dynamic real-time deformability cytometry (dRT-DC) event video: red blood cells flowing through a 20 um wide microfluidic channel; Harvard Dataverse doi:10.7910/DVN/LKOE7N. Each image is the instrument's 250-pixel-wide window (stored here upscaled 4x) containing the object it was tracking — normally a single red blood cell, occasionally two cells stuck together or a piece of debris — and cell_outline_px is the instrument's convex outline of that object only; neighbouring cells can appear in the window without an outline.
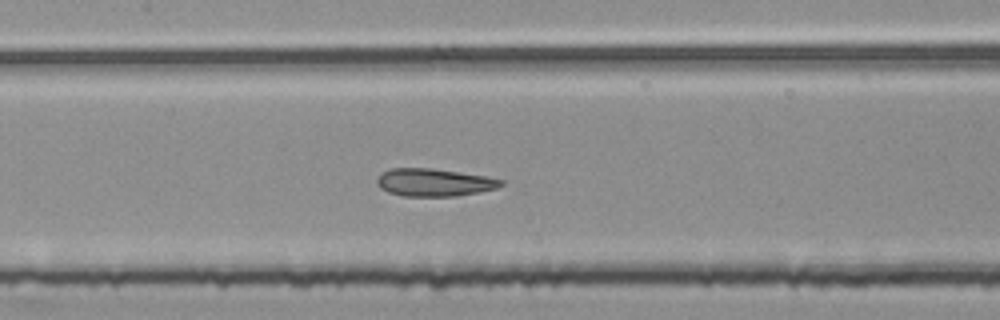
{"species": "common noctule bat (a hibernating species)", "species_latin": "Nyctalus noctula", "temperature_condition": "room temperature", "stored_images_in_passage": 53, "segment_of_instrument_passage": [2, 2], "camera_frame_rate_fps": 3000, "um_per_image_px": 0.085, "animal": {"sex": "female", "body_mass_g": 25.1}, "frame": {"image": 1, "passage_image": 26, "time_ms": 8.333, "image_size_px": [1000, 320], "cell_outline_px": [[504, 184], [496, 188], [456, 196], [404, 196], [388, 192], [380, 188], [376, 184], [376, 180], [388, 168], [432, 168], [484, 176], [504, 180]], "centroid_in_image_um": [36.87, 15.5], "position_along_channel_um": 170.5, "area_um2": 19.83}}
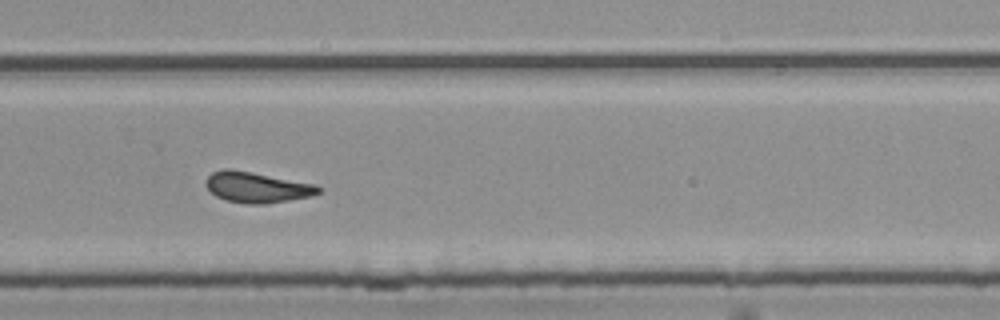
{"frame": {"image": 2, "passage_image": 37, "time_ms": 12.0, "image_size_px": [1000, 320], "cell_outline_px": [[324, 188], [320, 192], [312, 196], [264, 204], [244, 204], [224, 200], [216, 196], [204, 184], [204, 180], [212, 172], [224, 168], [228, 168], [316, 184]], "centroid_in_image_um": [21.83, 15.92], "position_along_channel_um": 308.0, "area_um2": 20.23}}
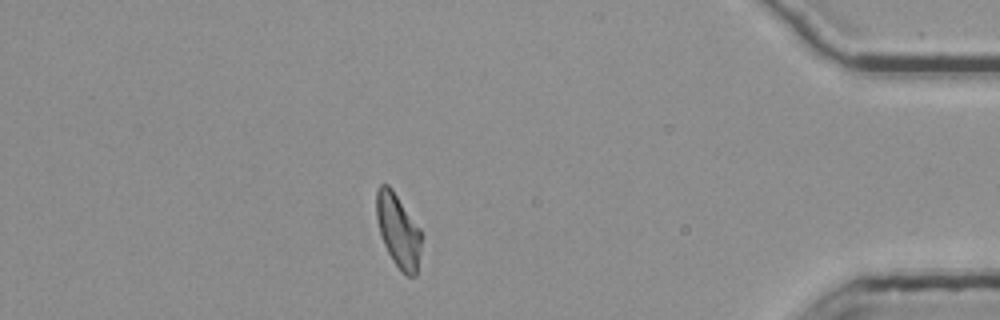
{"frame": {"image": 3, "passage_image": 48, "time_ms": 15.667, "image_size_px": [1000, 320], "cell_outline_px": [[420, 248], [416, 276], [408, 276], [400, 272], [388, 252], [384, 244], [380, 232], [376, 216], [376, 192], [380, 184], [388, 184], [392, 188], [420, 228]], "centroid_in_image_um": [33.83, 19.59], "position_along_channel_um": 401.4, "area_um2": 19.07}}